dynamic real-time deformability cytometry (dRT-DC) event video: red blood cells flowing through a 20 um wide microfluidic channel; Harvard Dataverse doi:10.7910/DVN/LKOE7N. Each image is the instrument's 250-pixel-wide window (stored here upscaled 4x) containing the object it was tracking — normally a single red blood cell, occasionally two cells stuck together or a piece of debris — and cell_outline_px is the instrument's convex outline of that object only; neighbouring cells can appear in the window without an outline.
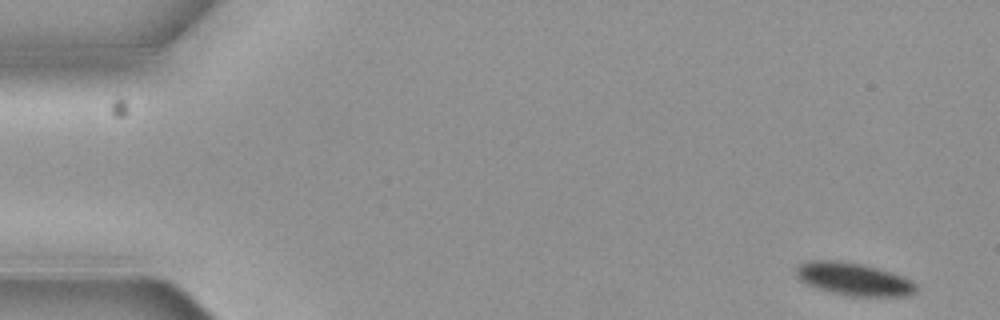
{"species": "common noctule bat (a hibernating species)", "species_latin": "Nyctalus noctula", "temperature_condition": "cold", "stored_images_in_passage": 14, "camera_frame_rate_fps": 3000, "um_per_image_px": 0.085, "animal": {"sex": "female", "body_mass_g": 19.3, "forearm_length_mm": 54.1}, "frame": {"image": 1, "passage_image": 1, "time_ms": 0.0, "image_size_px": [1000, 320], "cell_outline_px": [[916, 292], [908, 296], [848, 296], [816, 288], [800, 280], [796, 276], [796, 268], [804, 260], [840, 260], [864, 264], [892, 272], [904, 276], [912, 280], [916, 284]], "centroid_in_image_um": [72.58, 23.71], "position_along_channel_um": 12.4, "area_um2": 23.18}}
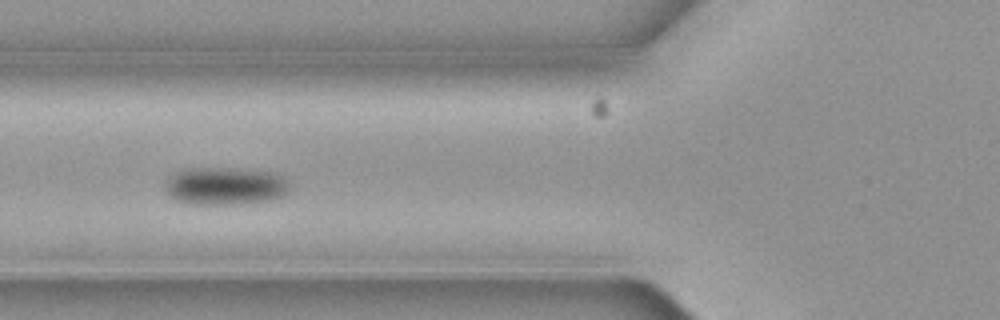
{"frame": {"image": 2, "passage_image": 5, "time_ms": 1.333, "image_size_px": [1000, 320], "cell_outline_px": [[288, 192], [284, 196], [272, 200], [240, 204], [192, 204], [176, 200], [164, 188], [164, 180], [168, 176], [184, 168], [228, 168], [276, 172], [288, 184]], "centroid_in_image_um": [19.11, 15.81], "position_along_channel_um": 106.7, "area_um2": 27.57}}
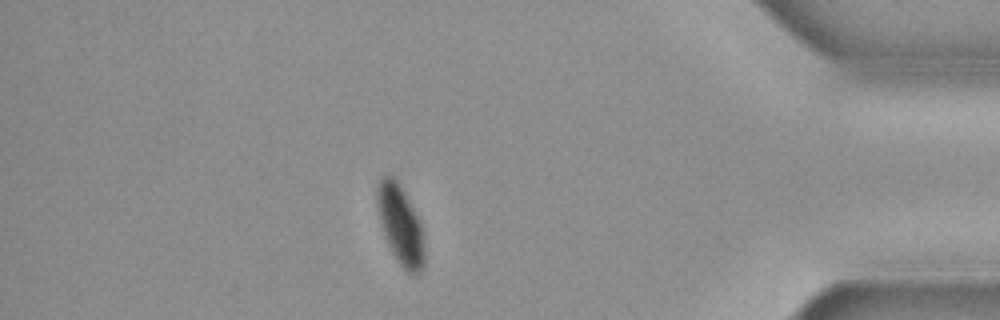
{"frame": {"image": 3, "passage_image": 13, "time_ms": 4.0, "image_size_px": [1000, 320], "cell_outline_px": [[424, 268], [416, 276], [412, 276], [396, 260], [384, 236], [380, 224], [376, 200], [376, 188], [380, 180], [384, 176], [392, 176], [396, 180], [404, 192], [420, 224], [424, 244]], "centroid_in_image_um": [34.02, 19.18], "position_along_channel_um": 401.2, "area_um2": 21.62}}